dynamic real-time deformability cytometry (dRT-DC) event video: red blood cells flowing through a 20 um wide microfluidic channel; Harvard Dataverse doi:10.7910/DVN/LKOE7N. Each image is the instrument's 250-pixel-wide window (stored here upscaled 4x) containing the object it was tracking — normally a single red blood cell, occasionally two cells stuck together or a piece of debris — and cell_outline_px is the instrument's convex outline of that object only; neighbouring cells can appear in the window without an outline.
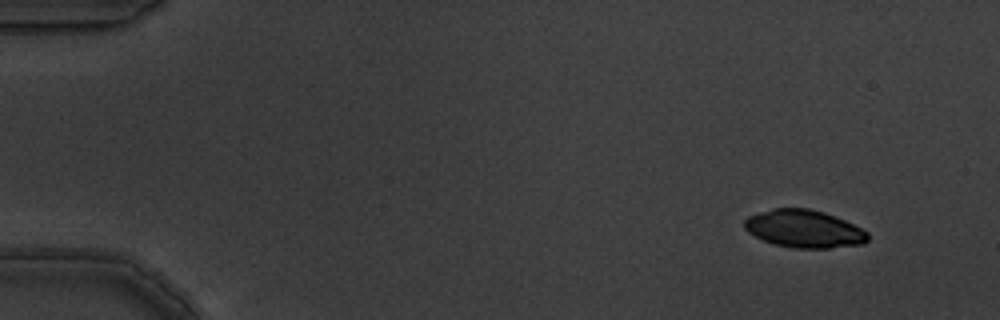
{"species": "common noctule bat (a hibernating species)", "species_latin": "Nyctalus noctula", "temperature_condition": "warm", "stored_images_in_passage": 7, "camera_frame_rate_fps": 3000, "um_per_image_px": 0.085, "animal": {"sex": "male", "body_mass_g": 19.5, "forearm_length_mm": 54.6}, "frame": {"image": 1, "passage_image": 1, "time_ms": 0.0, "image_size_px": [1000, 320], "cell_outline_px": [[868, 240], [864, 244], [828, 248], [796, 248], [776, 244], [764, 240], [748, 232], [744, 228], [744, 220], [748, 216], [772, 208], [808, 208], [824, 212], [844, 220], [868, 232]], "centroid_in_image_um": [68.35, 19.44], "position_along_channel_um": 16.7, "area_um2": 26.93}}
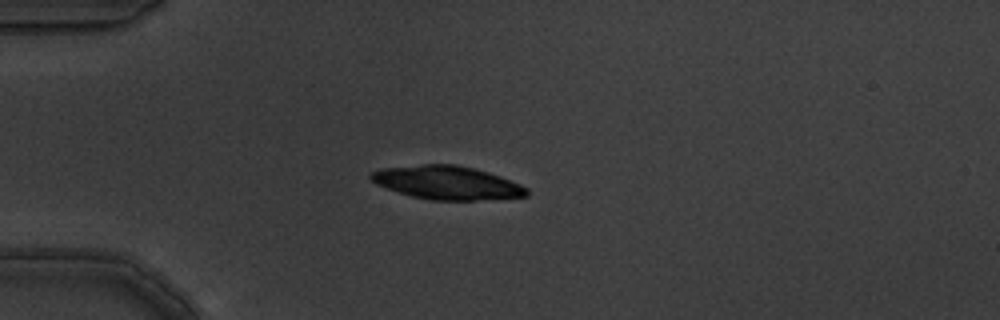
{"frame": {"image": 2, "passage_image": 4, "time_ms": 1.0, "image_size_px": [1000, 320], "cell_outline_px": [[528, 196], [476, 200], [432, 200], [412, 196], [376, 184], [368, 176], [372, 172], [384, 168], [424, 164], [456, 164], [488, 172], [500, 176], [520, 184], [528, 188]], "centroid_in_image_um": [38.02, 15.52], "position_along_channel_um": 47.0, "area_um2": 30.06}}